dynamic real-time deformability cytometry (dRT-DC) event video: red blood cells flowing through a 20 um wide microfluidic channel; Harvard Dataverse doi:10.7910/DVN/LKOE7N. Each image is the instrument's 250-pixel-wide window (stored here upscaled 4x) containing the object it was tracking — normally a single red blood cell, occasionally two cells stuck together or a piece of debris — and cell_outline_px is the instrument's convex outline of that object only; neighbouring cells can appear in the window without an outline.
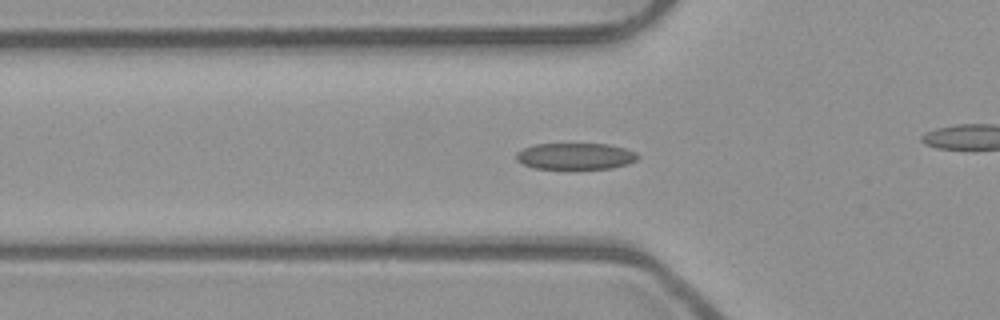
{"species": "common noctule bat (a hibernating species)", "species_latin": "Nyctalus noctula", "temperature_condition": "room temperature", "stored_images_in_passage": 45, "camera_frame_rate_fps": 3000, "um_per_image_px": 0.085, "animal": {"sex": "male", "body_mass_g": 23.1, "forearm_length_mm": 52.7}, "frame": {"image": 1, "passage_image": 18, "time_ms": 5.667, "image_size_px": [1000, 320], "cell_outline_px": [[640, 156], [636, 160], [628, 164], [612, 168], [568, 172], [532, 168], [516, 160], [516, 152], [524, 148], [536, 144], [608, 144], [624, 148], [636, 152]], "centroid_in_image_um": [48.9, 13.34], "position_along_channel_um": 76.9, "area_um2": 19.77}}
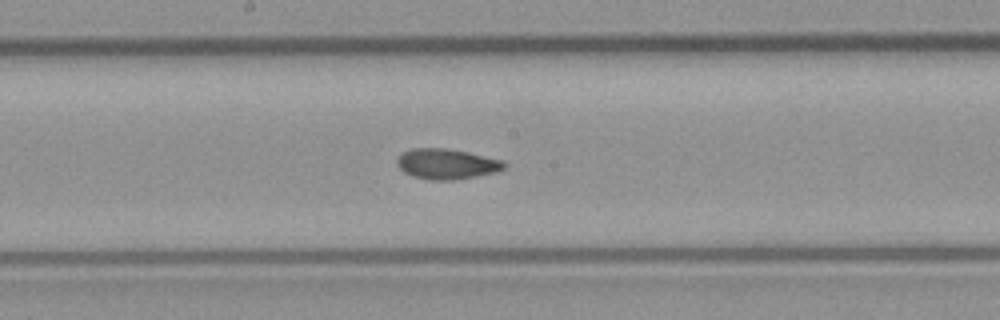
{"frame": {"image": 2, "passage_image": 28, "time_ms": 9.0, "image_size_px": [1000, 320], "cell_outline_px": [[508, 164], [504, 168], [496, 172], [476, 176], [452, 180], [432, 180], [412, 176], [404, 172], [396, 164], [396, 160], [400, 152], [412, 148], [444, 148], [468, 152], [504, 160]], "centroid_in_image_um": [37.95, 13.92], "position_along_channel_um": 210.2, "area_um2": 19.13}}
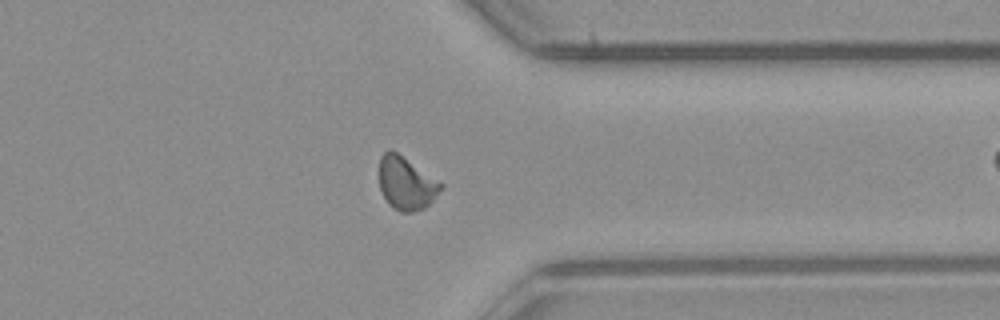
{"frame": {"image": 3, "passage_image": 41, "time_ms": 13.333, "image_size_px": [1000, 320], "cell_outline_px": [[444, 188], [424, 208], [408, 212], [400, 212], [392, 208], [388, 204], [380, 188], [380, 156], [388, 148], [396, 152], [444, 184]], "centroid_in_image_um": [34.53, 15.58], "position_along_channel_um": 376.9, "area_um2": 18.84}, "authors_computed_cell_mechanics": {"area_um2": 18.785, "velocity_mm_per_s": 3.957, "shape_relaxation_time_tau1_ms": 11.3339, "shape_relaxation_time_tau2_ms": 1.8016, "deformation_change_tau1": 0.2007, "deformation_change_tau2": 0.0694}}